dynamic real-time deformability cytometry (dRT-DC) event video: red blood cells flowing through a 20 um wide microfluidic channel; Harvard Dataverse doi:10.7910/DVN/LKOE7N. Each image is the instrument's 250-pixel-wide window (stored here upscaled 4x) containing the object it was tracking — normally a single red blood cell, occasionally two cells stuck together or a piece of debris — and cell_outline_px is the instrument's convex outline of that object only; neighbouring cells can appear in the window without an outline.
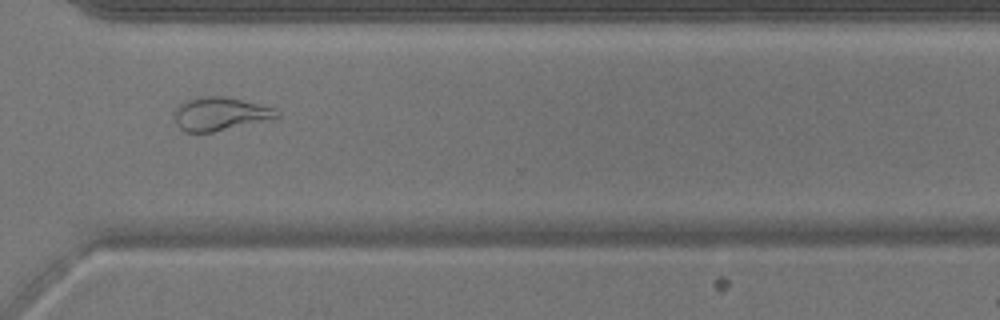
{"species": "common noctule bat (a hibernating species)", "species_latin": "Nyctalus noctula", "temperature_condition": "warm", "stored_images_in_passage": 51, "camera_frame_rate_fps": 3000, "um_per_image_px": 0.085, "animal": {"sex": "male", "body_mass_g": 17.9}, "frame": {"image": 1, "passage_image": 38, "time_ms": 12.333, "image_size_px": [1000, 320], "cell_outline_px": [[280, 116], [212, 132], [184, 132], [176, 124], [172, 116], [172, 112], [184, 100], [196, 96], [224, 96], [276, 108], [280, 112]], "centroid_in_image_um": [18.61, 9.66], "position_along_channel_um": 352.0, "area_um2": 19.88}}
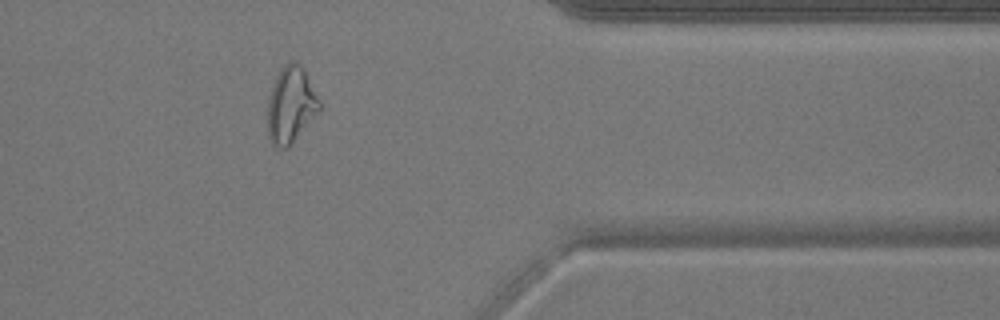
{"frame": {"image": 2, "passage_image": 42, "time_ms": 13.667, "image_size_px": [1000, 320], "cell_outline_px": [[320, 112], [288, 148], [280, 148], [272, 144], [268, 136], [268, 96], [272, 84], [280, 68], [284, 64], [292, 60], [300, 64], [304, 68], [320, 100]], "centroid_in_image_um": [24.73, 8.91], "position_along_channel_um": 386.7, "area_um2": 23.41}}
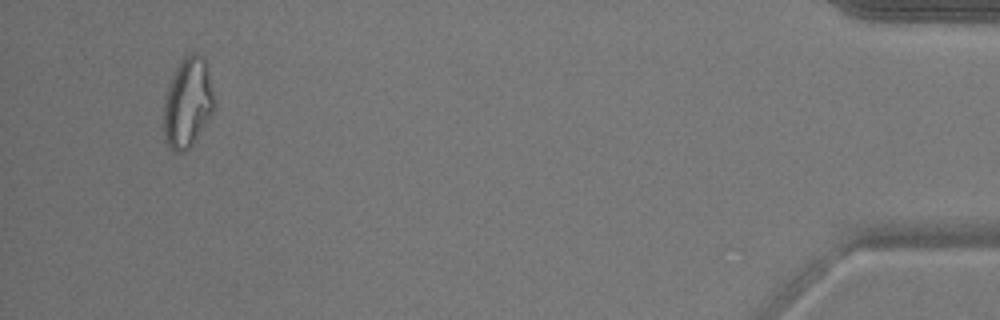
{"frame": {"image": 3, "passage_image": 49, "time_ms": 16.0, "image_size_px": [1000, 320], "cell_outline_px": [[216, 108], [192, 144], [184, 152], [176, 152], [164, 140], [164, 96], [168, 84], [180, 60], [188, 52], [196, 52], [204, 56], [208, 68], [216, 100]], "centroid_in_image_um": [15.98, 8.67], "position_along_channel_um": 419.2, "area_um2": 26.99}, "authors_computed_cell_mechanics": {"area_um2": 23.409, "velocity_mm_per_s": 3.8957, "shape_relaxation_time_tau1_ms": null, "shape_relaxation_time_tau2_ms": 1.5636, "deformation_change_tau1": null, "deformation_change_tau2": 0.1069}}